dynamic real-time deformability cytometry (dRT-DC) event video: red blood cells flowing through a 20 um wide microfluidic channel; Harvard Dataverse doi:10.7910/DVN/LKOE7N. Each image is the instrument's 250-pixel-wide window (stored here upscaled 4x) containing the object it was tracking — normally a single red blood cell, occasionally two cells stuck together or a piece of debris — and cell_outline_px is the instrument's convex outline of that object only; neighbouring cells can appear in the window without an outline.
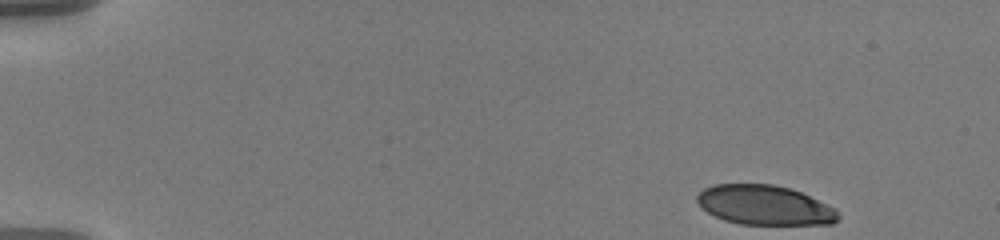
{"species": "human", "species_latin": "Homo sapiens", "temperature_condition": "warm", "stored_images_in_passage": 26, "camera_frame_rate_fps": 3000, "um_per_image_px": 0.085, "donor": {"sex": "male"}, "frame": {"image": 1, "passage_image": 1, "time_ms": 0.0, "image_size_px": [1000, 240], "cell_outline_px": [[840, 216], [832, 224], [740, 224], [724, 220], [708, 212], [696, 200], [696, 196], [704, 188], [712, 184], [772, 184], [788, 188], [800, 192], [836, 208]], "centroid_in_image_um": [64.99, 17.43], "position_along_channel_um": 20.0, "area_um2": 32.37}}
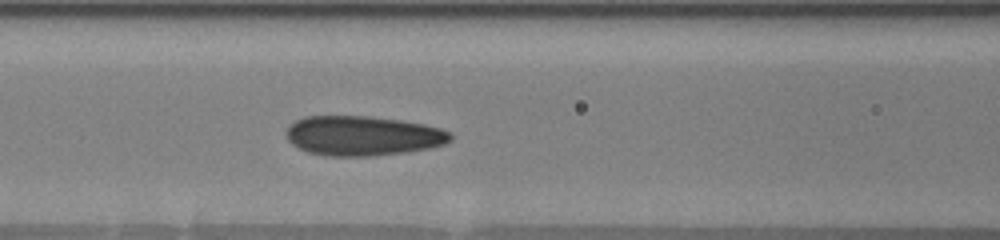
{"frame": {"image": 2, "passage_image": 15, "time_ms": 4.667, "image_size_px": [1000, 240], "cell_outline_px": [[452, 140], [444, 144], [428, 148], [404, 152], [368, 156], [328, 156], [308, 152], [292, 144], [288, 140], [284, 132], [296, 120], [304, 116], [368, 116], [400, 120], [424, 124], [440, 128], [452, 132]], "centroid_in_image_um": [30.83, 11.53], "position_along_channel_um": 135.8, "area_um2": 37.97}}
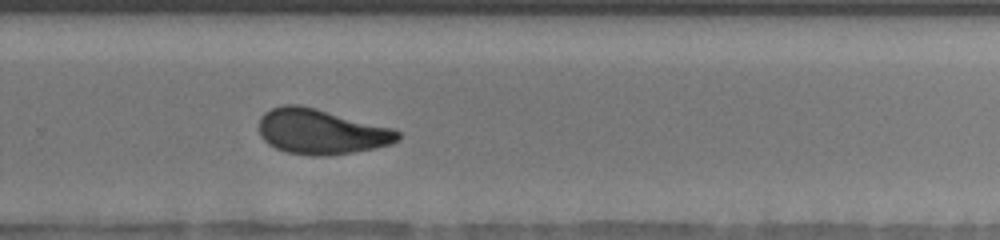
{"frame": {"image": 3, "passage_image": 26, "time_ms": 8.333, "image_size_px": [1000, 240], "cell_outline_px": [[400, 140], [392, 144], [352, 152], [328, 156], [312, 156], [288, 152], [276, 148], [268, 144], [260, 136], [260, 116], [264, 112], [272, 108], [284, 104], [300, 104], [316, 108], [392, 128], [400, 132]], "centroid_in_image_um": [27.28, 11.18], "position_along_channel_um": 302.5, "area_um2": 36.53}}